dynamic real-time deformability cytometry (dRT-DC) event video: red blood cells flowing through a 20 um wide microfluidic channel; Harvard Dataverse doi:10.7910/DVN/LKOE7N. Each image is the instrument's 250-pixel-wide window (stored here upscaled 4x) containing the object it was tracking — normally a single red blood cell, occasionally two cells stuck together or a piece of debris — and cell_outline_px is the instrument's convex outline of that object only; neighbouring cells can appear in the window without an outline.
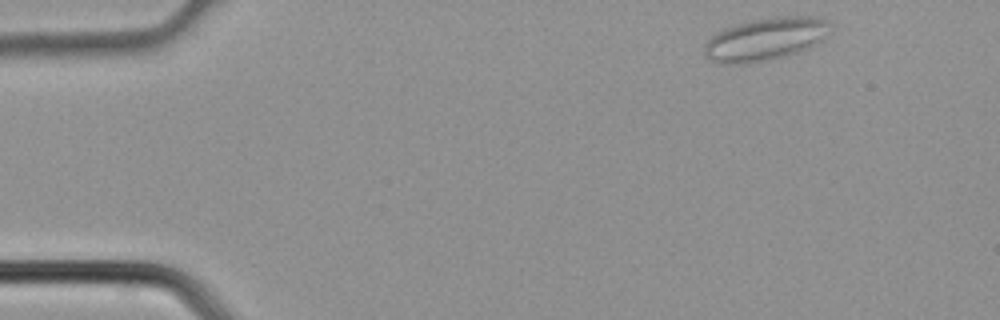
{"species": "common noctule bat (a hibernating species)", "species_latin": "Nyctalus noctula", "temperature_condition": "cold", "stored_images_in_passage": 2, "camera_frame_rate_fps": 3000, "um_per_image_px": 0.085, "animal": {"sex": "male", "body_mass_g": 21.5, "forearm_length_mm": 52.0}, "frame": {"image": 1, "passage_image": 1, "time_ms": 0.0, "image_size_px": [1000, 320], "cell_outline_px": [[832, 28], [812, 48], [784, 56], [768, 60], [748, 64], [720, 64], [704, 56], [704, 44], [712, 36], [724, 28], [748, 20], [772, 16], [816, 16], [828, 20]], "centroid_in_image_um": [65.06, 3.32], "position_along_channel_um": 19.9, "area_um2": 31.85}}